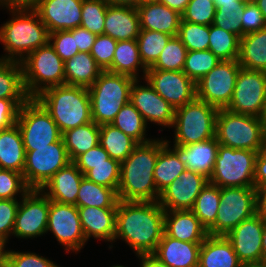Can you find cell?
<instances>
[{"label":"cell","instance_id":"60d3db41","mask_svg":"<svg viewBox=\"0 0 266 267\" xmlns=\"http://www.w3.org/2000/svg\"><path fill=\"white\" fill-rule=\"evenodd\" d=\"M240 38L213 24L209 26V48L220 60H236L239 57Z\"/></svg>","mask_w":266,"mask_h":267},{"label":"cell","instance_id":"34e18365","mask_svg":"<svg viewBox=\"0 0 266 267\" xmlns=\"http://www.w3.org/2000/svg\"><path fill=\"white\" fill-rule=\"evenodd\" d=\"M260 119L263 122V124L266 126V98H265L264 107H263V111L261 113Z\"/></svg>","mask_w":266,"mask_h":267},{"label":"cell","instance_id":"ee69618b","mask_svg":"<svg viewBox=\"0 0 266 267\" xmlns=\"http://www.w3.org/2000/svg\"><path fill=\"white\" fill-rule=\"evenodd\" d=\"M186 54L187 48L181 40L177 36L172 37L162 50L157 61L148 69L183 71Z\"/></svg>","mask_w":266,"mask_h":267},{"label":"cell","instance_id":"753ad0ef","mask_svg":"<svg viewBox=\"0 0 266 267\" xmlns=\"http://www.w3.org/2000/svg\"><path fill=\"white\" fill-rule=\"evenodd\" d=\"M6 245H0V267H5L6 263Z\"/></svg>","mask_w":266,"mask_h":267},{"label":"cell","instance_id":"680465c9","mask_svg":"<svg viewBox=\"0 0 266 267\" xmlns=\"http://www.w3.org/2000/svg\"><path fill=\"white\" fill-rule=\"evenodd\" d=\"M28 99H0V130L16 124L20 107Z\"/></svg>","mask_w":266,"mask_h":267},{"label":"cell","instance_id":"d590c367","mask_svg":"<svg viewBox=\"0 0 266 267\" xmlns=\"http://www.w3.org/2000/svg\"><path fill=\"white\" fill-rule=\"evenodd\" d=\"M117 193L109 187L96 184L85 177L82 179L77 194V207L117 208Z\"/></svg>","mask_w":266,"mask_h":267},{"label":"cell","instance_id":"74e56055","mask_svg":"<svg viewBox=\"0 0 266 267\" xmlns=\"http://www.w3.org/2000/svg\"><path fill=\"white\" fill-rule=\"evenodd\" d=\"M0 99H29L19 61L0 60Z\"/></svg>","mask_w":266,"mask_h":267},{"label":"cell","instance_id":"ba28073f","mask_svg":"<svg viewBox=\"0 0 266 267\" xmlns=\"http://www.w3.org/2000/svg\"><path fill=\"white\" fill-rule=\"evenodd\" d=\"M219 109L195 98L175 109L174 145L185 146L215 137L216 118Z\"/></svg>","mask_w":266,"mask_h":267},{"label":"cell","instance_id":"7a4b0ae2","mask_svg":"<svg viewBox=\"0 0 266 267\" xmlns=\"http://www.w3.org/2000/svg\"><path fill=\"white\" fill-rule=\"evenodd\" d=\"M166 139L139 143L121 163L117 196L122 201H158L160 193L154 181V168Z\"/></svg>","mask_w":266,"mask_h":267},{"label":"cell","instance_id":"e0dca14e","mask_svg":"<svg viewBox=\"0 0 266 267\" xmlns=\"http://www.w3.org/2000/svg\"><path fill=\"white\" fill-rule=\"evenodd\" d=\"M144 80L174 109L196 98V83L183 71L147 69Z\"/></svg>","mask_w":266,"mask_h":267},{"label":"cell","instance_id":"b9f144b4","mask_svg":"<svg viewBox=\"0 0 266 267\" xmlns=\"http://www.w3.org/2000/svg\"><path fill=\"white\" fill-rule=\"evenodd\" d=\"M173 36L159 31L141 29L137 44L140 58L144 66L150 68L158 59L162 50Z\"/></svg>","mask_w":266,"mask_h":267},{"label":"cell","instance_id":"8992f818","mask_svg":"<svg viewBox=\"0 0 266 267\" xmlns=\"http://www.w3.org/2000/svg\"><path fill=\"white\" fill-rule=\"evenodd\" d=\"M20 63L29 98H35L48 88L65 85L64 61L50 42L28 54Z\"/></svg>","mask_w":266,"mask_h":267},{"label":"cell","instance_id":"cb8c5ba5","mask_svg":"<svg viewBox=\"0 0 266 267\" xmlns=\"http://www.w3.org/2000/svg\"><path fill=\"white\" fill-rule=\"evenodd\" d=\"M116 212L117 208L78 207L86 241L93 237L112 244L116 233Z\"/></svg>","mask_w":266,"mask_h":267},{"label":"cell","instance_id":"91938a15","mask_svg":"<svg viewBox=\"0 0 266 267\" xmlns=\"http://www.w3.org/2000/svg\"><path fill=\"white\" fill-rule=\"evenodd\" d=\"M68 31L73 35V37H75V42L79 52L90 53L97 35L91 33L90 31L81 26Z\"/></svg>","mask_w":266,"mask_h":267},{"label":"cell","instance_id":"836d02e7","mask_svg":"<svg viewBox=\"0 0 266 267\" xmlns=\"http://www.w3.org/2000/svg\"><path fill=\"white\" fill-rule=\"evenodd\" d=\"M99 136L100 125H97L94 121L62 133V139L71 162L79 155L97 146L99 144Z\"/></svg>","mask_w":266,"mask_h":267},{"label":"cell","instance_id":"d6986e66","mask_svg":"<svg viewBox=\"0 0 266 267\" xmlns=\"http://www.w3.org/2000/svg\"><path fill=\"white\" fill-rule=\"evenodd\" d=\"M208 178L186 169L161 193L158 203L164 210H191Z\"/></svg>","mask_w":266,"mask_h":267},{"label":"cell","instance_id":"5bb4252c","mask_svg":"<svg viewBox=\"0 0 266 267\" xmlns=\"http://www.w3.org/2000/svg\"><path fill=\"white\" fill-rule=\"evenodd\" d=\"M266 98V72L240 68L231 101L226 108L236 113L260 117Z\"/></svg>","mask_w":266,"mask_h":267},{"label":"cell","instance_id":"6da1fadb","mask_svg":"<svg viewBox=\"0 0 266 267\" xmlns=\"http://www.w3.org/2000/svg\"><path fill=\"white\" fill-rule=\"evenodd\" d=\"M164 217L165 210L158 201L119 200L114 242L122 239L137 256L152 254L164 233Z\"/></svg>","mask_w":266,"mask_h":267},{"label":"cell","instance_id":"8c879c8a","mask_svg":"<svg viewBox=\"0 0 266 267\" xmlns=\"http://www.w3.org/2000/svg\"><path fill=\"white\" fill-rule=\"evenodd\" d=\"M254 3L257 5L259 10L262 12V15L264 16L266 20V0H254Z\"/></svg>","mask_w":266,"mask_h":267},{"label":"cell","instance_id":"ac0fdd59","mask_svg":"<svg viewBox=\"0 0 266 267\" xmlns=\"http://www.w3.org/2000/svg\"><path fill=\"white\" fill-rule=\"evenodd\" d=\"M135 79L130 90V102L141 113L146 124L153 122L159 126L172 128L175 109L165 101L145 80L146 84H139Z\"/></svg>","mask_w":266,"mask_h":267},{"label":"cell","instance_id":"94428289","mask_svg":"<svg viewBox=\"0 0 266 267\" xmlns=\"http://www.w3.org/2000/svg\"><path fill=\"white\" fill-rule=\"evenodd\" d=\"M254 184L257 189L260 186L266 185V143L258 151L255 161Z\"/></svg>","mask_w":266,"mask_h":267},{"label":"cell","instance_id":"9c48e42d","mask_svg":"<svg viewBox=\"0 0 266 267\" xmlns=\"http://www.w3.org/2000/svg\"><path fill=\"white\" fill-rule=\"evenodd\" d=\"M258 152L219 144L209 183L225 187H255V161Z\"/></svg>","mask_w":266,"mask_h":267},{"label":"cell","instance_id":"9a60e30c","mask_svg":"<svg viewBox=\"0 0 266 267\" xmlns=\"http://www.w3.org/2000/svg\"><path fill=\"white\" fill-rule=\"evenodd\" d=\"M20 199L12 235L33 239L47 234L49 198L40 189H30Z\"/></svg>","mask_w":266,"mask_h":267},{"label":"cell","instance_id":"ab89813d","mask_svg":"<svg viewBox=\"0 0 266 267\" xmlns=\"http://www.w3.org/2000/svg\"><path fill=\"white\" fill-rule=\"evenodd\" d=\"M219 204L220 187L208 182L197 196L191 211L208 230L216 221Z\"/></svg>","mask_w":266,"mask_h":267},{"label":"cell","instance_id":"6125c7cd","mask_svg":"<svg viewBox=\"0 0 266 267\" xmlns=\"http://www.w3.org/2000/svg\"><path fill=\"white\" fill-rule=\"evenodd\" d=\"M37 0H0V6L9 9H34Z\"/></svg>","mask_w":266,"mask_h":267},{"label":"cell","instance_id":"d4e9b609","mask_svg":"<svg viewBox=\"0 0 266 267\" xmlns=\"http://www.w3.org/2000/svg\"><path fill=\"white\" fill-rule=\"evenodd\" d=\"M164 233L184 242H203L207 229L191 210H165Z\"/></svg>","mask_w":266,"mask_h":267},{"label":"cell","instance_id":"4fadbf2b","mask_svg":"<svg viewBox=\"0 0 266 267\" xmlns=\"http://www.w3.org/2000/svg\"><path fill=\"white\" fill-rule=\"evenodd\" d=\"M241 66L236 60H222L196 83V98L217 109L231 101Z\"/></svg>","mask_w":266,"mask_h":267},{"label":"cell","instance_id":"2e32d148","mask_svg":"<svg viewBox=\"0 0 266 267\" xmlns=\"http://www.w3.org/2000/svg\"><path fill=\"white\" fill-rule=\"evenodd\" d=\"M53 233L66 253L79 252L86 245L85 235L79 218L78 207L73 204L49 200V215L46 232Z\"/></svg>","mask_w":266,"mask_h":267},{"label":"cell","instance_id":"484cf974","mask_svg":"<svg viewBox=\"0 0 266 267\" xmlns=\"http://www.w3.org/2000/svg\"><path fill=\"white\" fill-rule=\"evenodd\" d=\"M140 29L159 31L173 37L178 35L181 14L158 1L142 2L137 7Z\"/></svg>","mask_w":266,"mask_h":267},{"label":"cell","instance_id":"816d5d0a","mask_svg":"<svg viewBox=\"0 0 266 267\" xmlns=\"http://www.w3.org/2000/svg\"><path fill=\"white\" fill-rule=\"evenodd\" d=\"M5 267H61L33 252L7 250Z\"/></svg>","mask_w":266,"mask_h":267},{"label":"cell","instance_id":"f907efd6","mask_svg":"<svg viewBox=\"0 0 266 267\" xmlns=\"http://www.w3.org/2000/svg\"><path fill=\"white\" fill-rule=\"evenodd\" d=\"M116 46L117 41L109 35L96 36L90 54L102 71H106L111 66Z\"/></svg>","mask_w":266,"mask_h":267},{"label":"cell","instance_id":"7402d4cb","mask_svg":"<svg viewBox=\"0 0 266 267\" xmlns=\"http://www.w3.org/2000/svg\"><path fill=\"white\" fill-rule=\"evenodd\" d=\"M170 142L166 139V144L172 147L171 149L178 155L180 161L186 165L188 170L200 173L209 179L219 147V143L215 137L185 146L174 144L170 146Z\"/></svg>","mask_w":266,"mask_h":267},{"label":"cell","instance_id":"52a82bcc","mask_svg":"<svg viewBox=\"0 0 266 267\" xmlns=\"http://www.w3.org/2000/svg\"><path fill=\"white\" fill-rule=\"evenodd\" d=\"M215 138L220 145L258 152L266 143V126L260 117L219 109Z\"/></svg>","mask_w":266,"mask_h":267},{"label":"cell","instance_id":"b9fcfbb0","mask_svg":"<svg viewBox=\"0 0 266 267\" xmlns=\"http://www.w3.org/2000/svg\"><path fill=\"white\" fill-rule=\"evenodd\" d=\"M111 267H125V266H123V265H114V266H111Z\"/></svg>","mask_w":266,"mask_h":267},{"label":"cell","instance_id":"6f0895ef","mask_svg":"<svg viewBox=\"0 0 266 267\" xmlns=\"http://www.w3.org/2000/svg\"><path fill=\"white\" fill-rule=\"evenodd\" d=\"M109 158V154L100 144H98L86 153L79 155L73 163L83 174H85L92 168V165L108 164Z\"/></svg>","mask_w":266,"mask_h":267},{"label":"cell","instance_id":"603a6c76","mask_svg":"<svg viewBox=\"0 0 266 267\" xmlns=\"http://www.w3.org/2000/svg\"><path fill=\"white\" fill-rule=\"evenodd\" d=\"M83 178L84 174L73 162H70L67 166L58 170L40 190L49 200L75 205Z\"/></svg>","mask_w":266,"mask_h":267},{"label":"cell","instance_id":"db71d44e","mask_svg":"<svg viewBox=\"0 0 266 267\" xmlns=\"http://www.w3.org/2000/svg\"><path fill=\"white\" fill-rule=\"evenodd\" d=\"M242 37L245 34L266 28V20L254 1L246 2L240 12Z\"/></svg>","mask_w":266,"mask_h":267},{"label":"cell","instance_id":"003e7915","mask_svg":"<svg viewBox=\"0 0 266 267\" xmlns=\"http://www.w3.org/2000/svg\"><path fill=\"white\" fill-rule=\"evenodd\" d=\"M244 0H214L216 8H243Z\"/></svg>","mask_w":266,"mask_h":267},{"label":"cell","instance_id":"c3c4849f","mask_svg":"<svg viewBox=\"0 0 266 267\" xmlns=\"http://www.w3.org/2000/svg\"><path fill=\"white\" fill-rule=\"evenodd\" d=\"M215 12L214 0H190L181 17L182 21L210 26Z\"/></svg>","mask_w":266,"mask_h":267},{"label":"cell","instance_id":"30bf717a","mask_svg":"<svg viewBox=\"0 0 266 267\" xmlns=\"http://www.w3.org/2000/svg\"><path fill=\"white\" fill-rule=\"evenodd\" d=\"M215 223L207 230L208 235L226 236L242 221L257 213L255 187L220 188V204Z\"/></svg>","mask_w":266,"mask_h":267},{"label":"cell","instance_id":"9f6ffc18","mask_svg":"<svg viewBox=\"0 0 266 267\" xmlns=\"http://www.w3.org/2000/svg\"><path fill=\"white\" fill-rule=\"evenodd\" d=\"M242 8H216L213 25L242 37L240 12Z\"/></svg>","mask_w":266,"mask_h":267},{"label":"cell","instance_id":"5b68a950","mask_svg":"<svg viewBox=\"0 0 266 267\" xmlns=\"http://www.w3.org/2000/svg\"><path fill=\"white\" fill-rule=\"evenodd\" d=\"M134 78L102 71L88 88L92 120L97 125L111 124L121 108L130 101Z\"/></svg>","mask_w":266,"mask_h":267},{"label":"cell","instance_id":"7c38bea8","mask_svg":"<svg viewBox=\"0 0 266 267\" xmlns=\"http://www.w3.org/2000/svg\"><path fill=\"white\" fill-rule=\"evenodd\" d=\"M71 162L64 141L49 144L47 147L26 151L23 178L30 189L42 186L61 168Z\"/></svg>","mask_w":266,"mask_h":267},{"label":"cell","instance_id":"03108f58","mask_svg":"<svg viewBox=\"0 0 266 267\" xmlns=\"http://www.w3.org/2000/svg\"><path fill=\"white\" fill-rule=\"evenodd\" d=\"M190 0H159V3L166 5L172 10L177 11L179 14H182L187 7Z\"/></svg>","mask_w":266,"mask_h":267},{"label":"cell","instance_id":"f5cc1de1","mask_svg":"<svg viewBox=\"0 0 266 267\" xmlns=\"http://www.w3.org/2000/svg\"><path fill=\"white\" fill-rule=\"evenodd\" d=\"M19 203L18 199H0V238L5 243L12 236Z\"/></svg>","mask_w":266,"mask_h":267},{"label":"cell","instance_id":"09005b40","mask_svg":"<svg viewBox=\"0 0 266 267\" xmlns=\"http://www.w3.org/2000/svg\"><path fill=\"white\" fill-rule=\"evenodd\" d=\"M245 2H251V1H254V0H244Z\"/></svg>","mask_w":266,"mask_h":267},{"label":"cell","instance_id":"2a66077c","mask_svg":"<svg viewBox=\"0 0 266 267\" xmlns=\"http://www.w3.org/2000/svg\"><path fill=\"white\" fill-rule=\"evenodd\" d=\"M0 245H6V243L0 238Z\"/></svg>","mask_w":266,"mask_h":267},{"label":"cell","instance_id":"277c9868","mask_svg":"<svg viewBox=\"0 0 266 267\" xmlns=\"http://www.w3.org/2000/svg\"><path fill=\"white\" fill-rule=\"evenodd\" d=\"M35 99L50 114L61 133L93 121L88 88L55 86L44 90Z\"/></svg>","mask_w":266,"mask_h":267},{"label":"cell","instance_id":"be15d7a7","mask_svg":"<svg viewBox=\"0 0 266 267\" xmlns=\"http://www.w3.org/2000/svg\"><path fill=\"white\" fill-rule=\"evenodd\" d=\"M138 258L141 260L140 267H169L153 253L138 255Z\"/></svg>","mask_w":266,"mask_h":267},{"label":"cell","instance_id":"f1b7e54d","mask_svg":"<svg viewBox=\"0 0 266 267\" xmlns=\"http://www.w3.org/2000/svg\"><path fill=\"white\" fill-rule=\"evenodd\" d=\"M241 263L225 236L208 235L202 242L198 267H240Z\"/></svg>","mask_w":266,"mask_h":267},{"label":"cell","instance_id":"7bdbcfd3","mask_svg":"<svg viewBox=\"0 0 266 267\" xmlns=\"http://www.w3.org/2000/svg\"><path fill=\"white\" fill-rule=\"evenodd\" d=\"M220 61L210 50L187 51L183 72L197 83Z\"/></svg>","mask_w":266,"mask_h":267},{"label":"cell","instance_id":"4dcf8cb0","mask_svg":"<svg viewBox=\"0 0 266 267\" xmlns=\"http://www.w3.org/2000/svg\"><path fill=\"white\" fill-rule=\"evenodd\" d=\"M238 63L247 70L266 72V28L240 38Z\"/></svg>","mask_w":266,"mask_h":267},{"label":"cell","instance_id":"f546056e","mask_svg":"<svg viewBox=\"0 0 266 267\" xmlns=\"http://www.w3.org/2000/svg\"><path fill=\"white\" fill-rule=\"evenodd\" d=\"M26 151L17 124L0 130V166L23 173Z\"/></svg>","mask_w":266,"mask_h":267},{"label":"cell","instance_id":"1f68e13d","mask_svg":"<svg viewBox=\"0 0 266 267\" xmlns=\"http://www.w3.org/2000/svg\"><path fill=\"white\" fill-rule=\"evenodd\" d=\"M140 69L143 72L142 79L144 80L147 68L141 61L137 40L117 41L112 64L106 71L141 80Z\"/></svg>","mask_w":266,"mask_h":267},{"label":"cell","instance_id":"11a10c76","mask_svg":"<svg viewBox=\"0 0 266 267\" xmlns=\"http://www.w3.org/2000/svg\"><path fill=\"white\" fill-rule=\"evenodd\" d=\"M49 42L64 62L79 53L75 37L68 30L50 33Z\"/></svg>","mask_w":266,"mask_h":267},{"label":"cell","instance_id":"83f0119b","mask_svg":"<svg viewBox=\"0 0 266 267\" xmlns=\"http://www.w3.org/2000/svg\"><path fill=\"white\" fill-rule=\"evenodd\" d=\"M202 242H184L163 233L153 253L169 267H198Z\"/></svg>","mask_w":266,"mask_h":267},{"label":"cell","instance_id":"ffe728a7","mask_svg":"<svg viewBox=\"0 0 266 267\" xmlns=\"http://www.w3.org/2000/svg\"><path fill=\"white\" fill-rule=\"evenodd\" d=\"M265 217L256 213L242 221L225 237L231 242L233 250L241 262L263 260L262 233Z\"/></svg>","mask_w":266,"mask_h":267},{"label":"cell","instance_id":"7dc6e473","mask_svg":"<svg viewBox=\"0 0 266 267\" xmlns=\"http://www.w3.org/2000/svg\"><path fill=\"white\" fill-rule=\"evenodd\" d=\"M121 163L112 158L108 159V164L92 165L84 177L96 184L112 188L116 193L120 181Z\"/></svg>","mask_w":266,"mask_h":267},{"label":"cell","instance_id":"681fc988","mask_svg":"<svg viewBox=\"0 0 266 267\" xmlns=\"http://www.w3.org/2000/svg\"><path fill=\"white\" fill-rule=\"evenodd\" d=\"M29 190L22 173L0 170V199H17L18 193L22 198Z\"/></svg>","mask_w":266,"mask_h":267},{"label":"cell","instance_id":"3957f363","mask_svg":"<svg viewBox=\"0 0 266 267\" xmlns=\"http://www.w3.org/2000/svg\"><path fill=\"white\" fill-rule=\"evenodd\" d=\"M11 19L0 27L4 56L0 60L21 62L49 42V31L34 9H9Z\"/></svg>","mask_w":266,"mask_h":267},{"label":"cell","instance_id":"f35d334b","mask_svg":"<svg viewBox=\"0 0 266 267\" xmlns=\"http://www.w3.org/2000/svg\"><path fill=\"white\" fill-rule=\"evenodd\" d=\"M111 124L138 143H147L153 140L146 137L147 124L130 101L121 108Z\"/></svg>","mask_w":266,"mask_h":267},{"label":"cell","instance_id":"8fae6325","mask_svg":"<svg viewBox=\"0 0 266 267\" xmlns=\"http://www.w3.org/2000/svg\"><path fill=\"white\" fill-rule=\"evenodd\" d=\"M16 124L20 129L25 151L47 147L62 138L57 124L35 98H29L20 107Z\"/></svg>","mask_w":266,"mask_h":267},{"label":"cell","instance_id":"2644e50d","mask_svg":"<svg viewBox=\"0 0 266 267\" xmlns=\"http://www.w3.org/2000/svg\"><path fill=\"white\" fill-rule=\"evenodd\" d=\"M262 253H263V260L266 261V218L262 233Z\"/></svg>","mask_w":266,"mask_h":267},{"label":"cell","instance_id":"4316f807","mask_svg":"<svg viewBox=\"0 0 266 267\" xmlns=\"http://www.w3.org/2000/svg\"><path fill=\"white\" fill-rule=\"evenodd\" d=\"M140 30L137 7L108 5L103 34L116 41L134 40Z\"/></svg>","mask_w":266,"mask_h":267},{"label":"cell","instance_id":"11e5206c","mask_svg":"<svg viewBox=\"0 0 266 267\" xmlns=\"http://www.w3.org/2000/svg\"><path fill=\"white\" fill-rule=\"evenodd\" d=\"M152 1H159V0H142V2H152Z\"/></svg>","mask_w":266,"mask_h":267},{"label":"cell","instance_id":"8d00e7d4","mask_svg":"<svg viewBox=\"0 0 266 267\" xmlns=\"http://www.w3.org/2000/svg\"><path fill=\"white\" fill-rule=\"evenodd\" d=\"M178 155L167 144L160 150L154 168V181L161 193L172 181L186 170Z\"/></svg>","mask_w":266,"mask_h":267},{"label":"cell","instance_id":"d6a6232c","mask_svg":"<svg viewBox=\"0 0 266 267\" xmlns=\"http://www.w3.org/2000/svg\"><path fill=\"white\" fill-rule=\"evenodd\" d=\"M65 85L89 88L99 77L102 69L87 52H79L66 60Z\"/></svg>","mask_w":266,"mask_h":267},{"label":"cell","instance_id":"bcb514c9","mask_svg":"<svg viewBox=\"0 0 266 267\" xmlns=\"http://www.w3.org/2000/svg\"><path fill=\"white\" fill-rule=\"evenodd\" d=\"M107 7L104 0H83L80 26L96 35L103 34Z\"/></svg>","mask_w":266,"mask_h":267},{"label":"cell","instance_id":"e575fe53","mask_svg":"<svg viewBox=\"0 0 266 267\" xmlns=\"http://www.w3.org/2000/svg\"><path fill=\"white\" fill-rule=\"evenodd\" d=\"M99 144L110 158L122 163L139 144L112 124L100 125Z\"/></svg>","mask_w":266,"mask_h":267},{"label":"cell","instance_id":"a7ac6f4b","mask_svg":"<svg viewBox=\"0 0 266 267\" xmlns=\"http://www.w3.org/2000/svg\"><path fill=\"white\" fill-rule=\"evenodd\" d=\"M108 5L138 7L142 0H104Z\"/></svg>","mask_w":266,"mask_h":267},{"label":"cell","instance_id":"f6af8a7d","mask_svg":"<svg viewBox=\"0 0 266 267\" xmlns=\"http://www.w3.org/2000/svg\"><path fill=\"white\" fill-rule=\"evenodd\" d=\"M177 37L187 51H201L209 48V25L181 21Z\"/></svg>","mask_w":266,"mask_h":267},{"label":"cell","instance_id":"44dd1931","mask_svg":"<svg viewBox=\"0 0 266 267\" xmlns=\"http://www.w3.org/2000/svg\"><path fill=\"white\" fill-rule=\"evenodd\" d=\"M82 5L83 0H37L34 10L53 33L79 27Z\"/></svg>","mask_w":266,"mask_h":267},{"label":"cell","instance_id":"e7e4bbea","mask_svg":"<svg viewBox=\"0 0 266 267\" xmlns=\"http://www.w3.org/2000/svg\"><path fill=\"white\" fill-rule=\"evenodd\" d=\"M257 213L266 218V185L257 189Z\"/></svg>","mask_w":266,"mask_h":267},{"label":"cell","instance_id":"89a4df30","mask_svg":"<svg viewBox=\"0 0 266 267\" xmlns=\"http://www.w3.org/2000/svg\"><path fill=\"white\" fill-rule=\"evenodd\" d=\"M240 267H266V261L242 262Z\"/></svg>","mask_w":266,"mask_h":267}]
</instances>
